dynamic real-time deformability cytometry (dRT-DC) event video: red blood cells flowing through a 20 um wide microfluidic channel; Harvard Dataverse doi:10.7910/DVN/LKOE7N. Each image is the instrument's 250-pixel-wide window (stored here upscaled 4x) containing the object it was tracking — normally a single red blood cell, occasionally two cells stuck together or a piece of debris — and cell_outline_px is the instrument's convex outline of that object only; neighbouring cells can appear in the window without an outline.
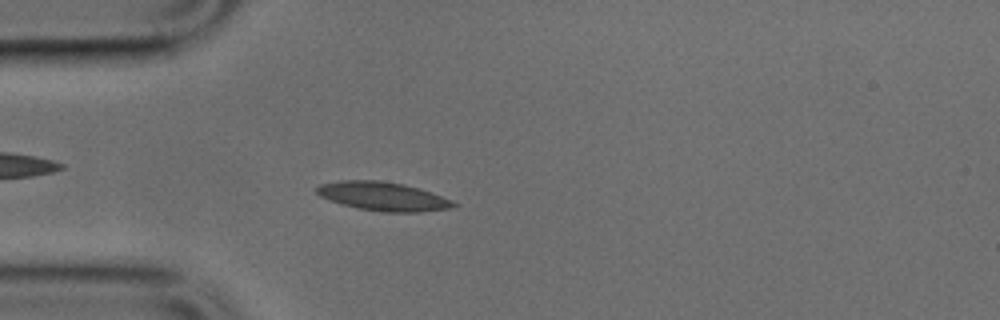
{"species": "common noctule bat (a hibernating species)", "species_latin": "Nyctalus noctula", "temperature_condition": "cold", "stored_images_in_passage": 48, "camera_frame_rate_fps": 3000, "um_per_image_px": 0.085, "animal": {"sex": "male", "body_mass_g": 17.9, "forearm_length_mm": 54.2}, "frame": {"image": 1, "passage_image": 12, "time_ms": 3.667, "image_size_px": [1000, 320], "cell_outline_px": [[460, 204], [448, 208], [420, 212], [384, 212], [360, 208], [344, 204], [320, 196], [316, 192], [316, 188], [320, 184], [340, 180], [380, 180], [404, 184], [452, 200]], "centroid_in_image_um": [32.55, 16.68], "position_along_channel_um": 52.5, "area_um2": 22.48}}
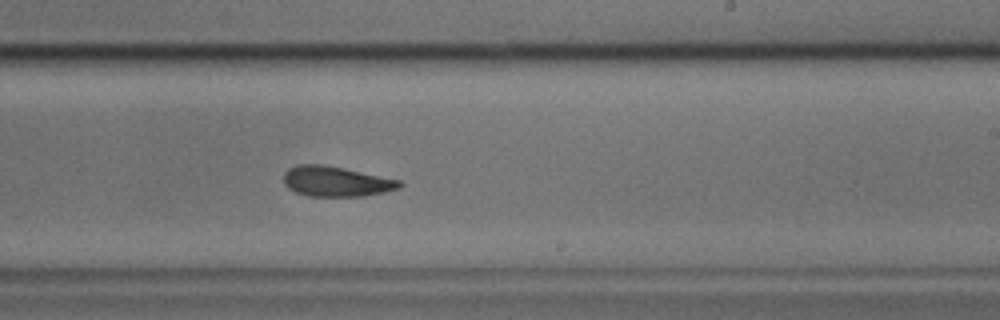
{"frame": {"image": 2, "passage_image": 28, "time_ms": 9.0, "image_size_px": [1000, 320], "cell_outline_px": [[404, 184], [400, 188], [384, 192], [364, 196], [308, 196], [296, 192], [288, 188], [284, 184], [284, 172], [288, 168], [300, 164], [324, 164], [344, 168], [400, 180]], "centroid_in_image_um": [28.56, 15.42], "position_along_channel_um": 260.4, "area_um2": 20.46}}
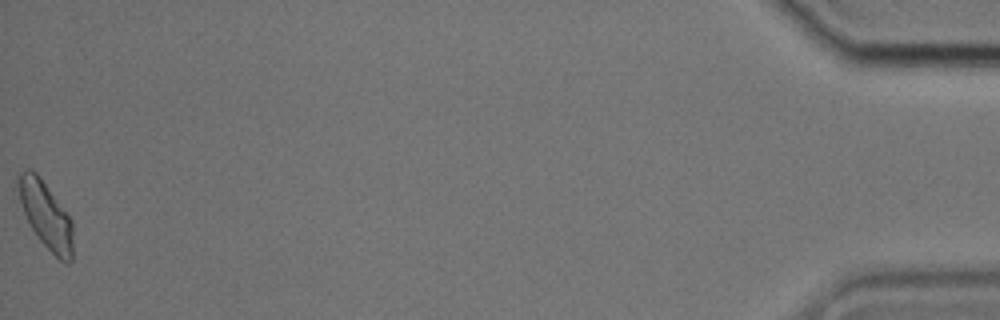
{"frame": {"image": 3, "passage_image": 48, "time_ms": 15.667, "image_size_px": [1000, 320], "cell_outline_px": [[72, 260], [68, 264], [60, 260], [40, 240], [32, 228], [24, 212], [20, 200], [16, 176], [16, 172], [28, 168], [32, 168], [40, 176], [72, 220]], "centroid_in_image_um": [3.88, 18.22], "position_along_channel_um": 431.3, "area_um2": 21.15}}